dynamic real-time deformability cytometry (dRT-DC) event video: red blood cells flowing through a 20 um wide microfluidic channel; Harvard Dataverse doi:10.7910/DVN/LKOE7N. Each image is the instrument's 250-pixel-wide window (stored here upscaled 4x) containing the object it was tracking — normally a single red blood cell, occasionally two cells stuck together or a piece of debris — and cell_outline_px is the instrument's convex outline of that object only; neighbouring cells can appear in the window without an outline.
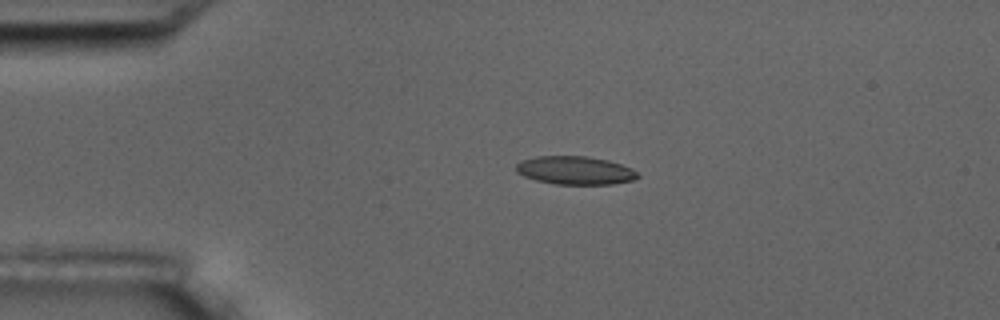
{"species": "common noctule bat (a hibernating species)", "species_latin": "Nyctalus noctula", "temperature_condition": "room temperature", "stored_images_in_passage": 2, "camera_frame_rate_fps": 3000, "um_per_image_px": 0.085, "animal": {"sex": "male", "body_mass_g": 17.5, "forearm_length_mm": 52.3}, "frame": {"image": 1, "passage_image": 1, "time_ms": 0.0, "image_size_px": [1000, 320], "cell_outline_px": [[640, 176], [632, 180], [612, 184], [556, 184], [536, 180], [524, 176], [516, 172], [516, 164], [520, 160], [536, 156], [584, 156], [608, 160], [632, 168]], "centroid_in_image_um": [48.85, 14.48], "position_along_channel_um": 36.1, "area_um2": 20.0}}